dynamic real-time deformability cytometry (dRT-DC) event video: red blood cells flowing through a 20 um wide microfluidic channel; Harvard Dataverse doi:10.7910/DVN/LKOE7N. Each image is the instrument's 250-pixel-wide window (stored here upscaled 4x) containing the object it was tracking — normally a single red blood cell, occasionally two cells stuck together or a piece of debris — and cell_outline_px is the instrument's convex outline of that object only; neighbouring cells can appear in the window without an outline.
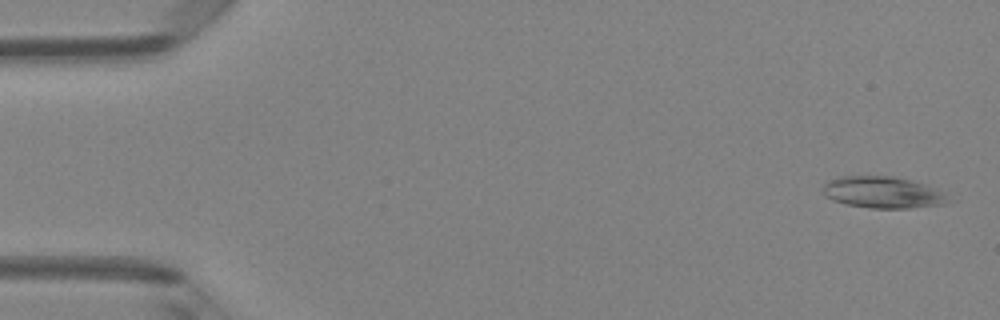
{"species": "Egyptian fruit bat (a non-hibernating species)", "species_latin": "Rousettus aegyptiacus", "temperature_condition": "room temperature", "stored_images_in_passage": 48, "camera_frame_rate_fps": 3000, "um_per_image_px": 0.085, "animal": {"sex": "female"}, "frame": {"image": 1, "passage_image": 2, "time_ms": 0.333, "image_size_px": [1000, 320], "cell_outline_px": [[956, 200], [948, 204], [908, 208], [868, 208], [848, 204], [832, 200], [824, 196], [824, 184], [828, 180], [840, 176], [892, 176], [912, 180], [936, 188], [944, 192]], "centroid_in_image_um": [75.13, 16.36], "position_along_channel_um": 9.9, "area_um2": 23.47}}
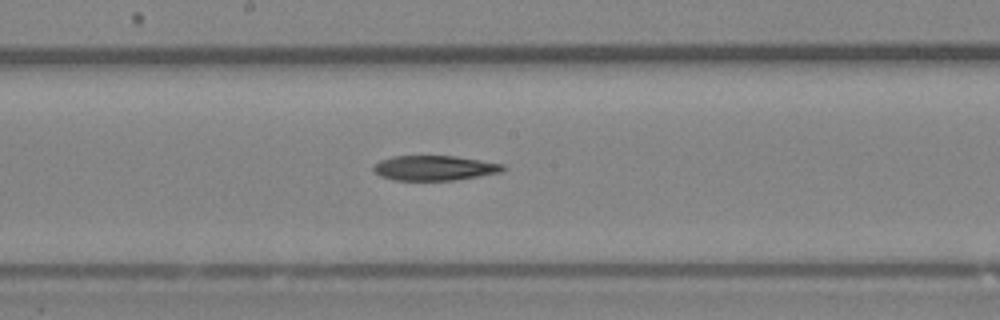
{"frame": {"image": 2, "passage_image": 26, "time_ms": 8.333, "image_size_px": [1000, 320], "cell_outline_px": [[508, 168], [500, 172], [456, 180], [392, 180], [380, 176], [372, 172], [372, 164], [380, 160], [392, 156], [456, 156], [504, 164]], "centroid_in_image_um": [36.88, 14.28], "position_along_channel_um": 211.3, "area_um2": 19.02}}
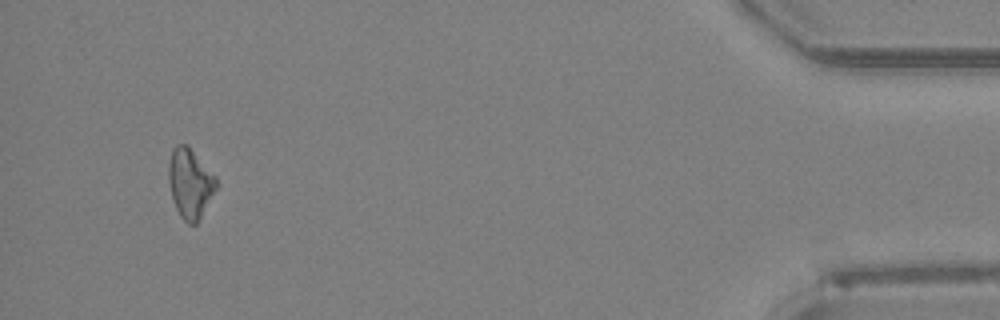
{"frame": {"image": 3, "passage_image": 46, "time_ms": 15.0, "image_size_px": [1000, 320], "cell_outline_px": [[220, 184], [200, 220], [196, 224], [188, 224], [180, 216], [172, 200], [168, 180], [168, 160], [172, 148], [176, 144], [188, 144], [216, 176]], "centroid_in_image_um": [16.18, 15.57], "position_along_channel_um": 419.0, "area_um2": 20.06}}